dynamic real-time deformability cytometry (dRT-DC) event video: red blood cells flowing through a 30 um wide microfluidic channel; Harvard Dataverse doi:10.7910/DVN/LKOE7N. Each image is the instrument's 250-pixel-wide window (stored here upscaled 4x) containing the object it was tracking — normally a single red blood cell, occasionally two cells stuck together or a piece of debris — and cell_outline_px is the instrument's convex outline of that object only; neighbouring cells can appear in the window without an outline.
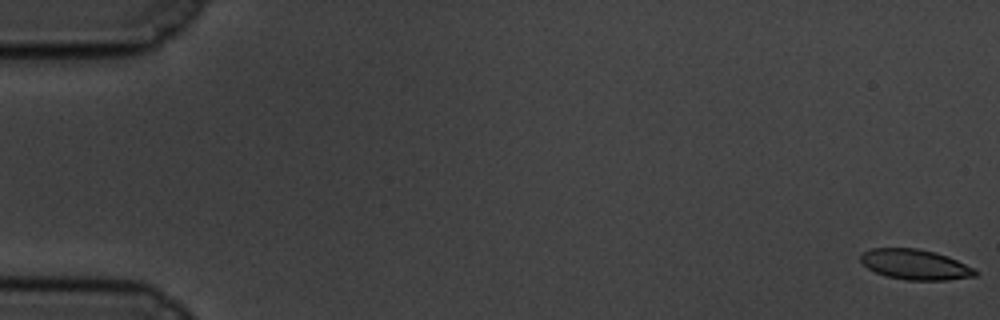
{"species": "common noctule bat (a hibernating species)", "species_latin": "Nyctalus noctula", "temperature_condition": "cold", "stored_images_in_passage": 58, "camera_frame_rate_fps": 3000, "um_per_image_px": 0.085, "animal": {"sex": "male", "body_mass_g": 19.5, "forearm_length_mm": 54.6}, "frame": {"image": 1, "passage_image": 1, "time_ms": 0.0, "image_size_px": [1000, 320], "cell_outline_px": [[980, 272], [976, 276], [948, 280], [904, 280], [888, 276], [876, 272], [868, 268], [860, 260], [860, 256], [864, 252], [872, 248], [916, 248], [936, 252], [948, 256], [976, 268]], "centroid_in_image_um": [77.86, 22.48], "position_along_channel_um": 7.1, "area_um2": 20.35}}
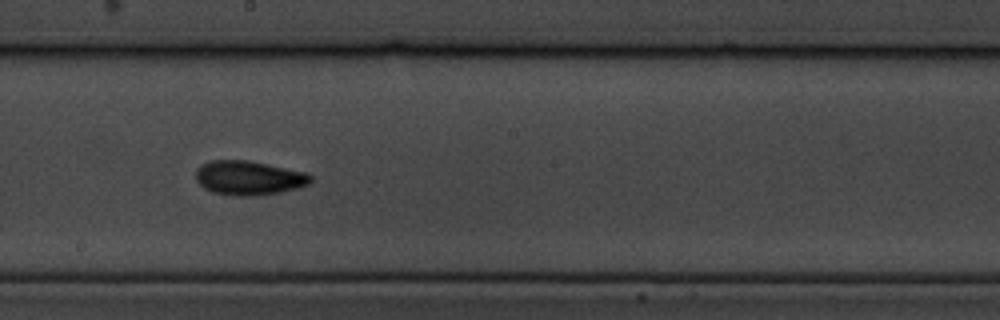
{"frame": {"image": 2, "passage_image": 33, "time_ms": 10.667, "image_size_px": [1000, 320], "cell_outline_px": [[312, 180], [308, 184], [296, 188], [280, 192], [256, 196], [232, 196], [212, 192], [204, 188], [196, 180], [196, 168], [200, 164], [212, 160], [248, 160], [308, 172], [312, 176]], "centroid_in_image_um": [21.14, 15.12], "position_along_channel_um": 227.1, "area_um2": 23.18}}
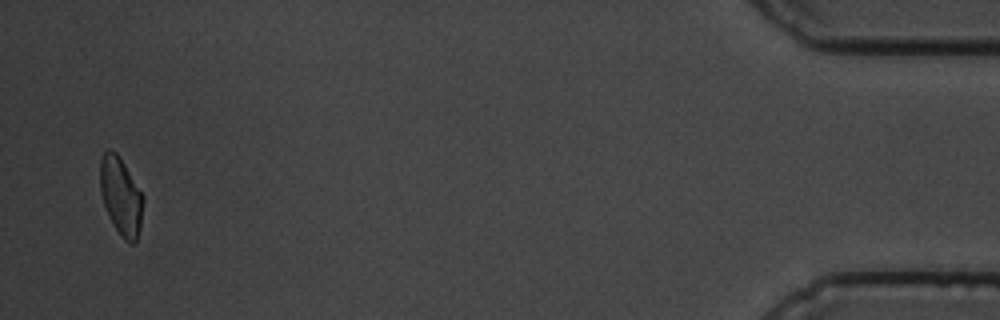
{"frame": {"image": 3, "passage_image": 57, "time_ms": 18.667, "image_size_px": [1000, 320], "cell_outline_px": [[144, 200], [140, 228], [136, 244], [128, 244], [120, 236], [104, 204], [100, 192], [100, 160], [104, 152], [108, 148], [116, 152], [124, 164], [144, 196]], "centroid_in_image_um": [10.29, 16.7], "position_along_channel_um": 424.9, "area_um2": 19.48}, "authors_computed_cell_mechanics": {"area_um2": 20.8947, "velocity_mm_per_s": 3.4828, "shape_relaxation_time_tau1_ms": 3.9067, "shape_relaxation_time_tau2_ms": 5.3264, "deformation_change_tau1": 0.1143, "deformation_change_tau2": 0.0969}}